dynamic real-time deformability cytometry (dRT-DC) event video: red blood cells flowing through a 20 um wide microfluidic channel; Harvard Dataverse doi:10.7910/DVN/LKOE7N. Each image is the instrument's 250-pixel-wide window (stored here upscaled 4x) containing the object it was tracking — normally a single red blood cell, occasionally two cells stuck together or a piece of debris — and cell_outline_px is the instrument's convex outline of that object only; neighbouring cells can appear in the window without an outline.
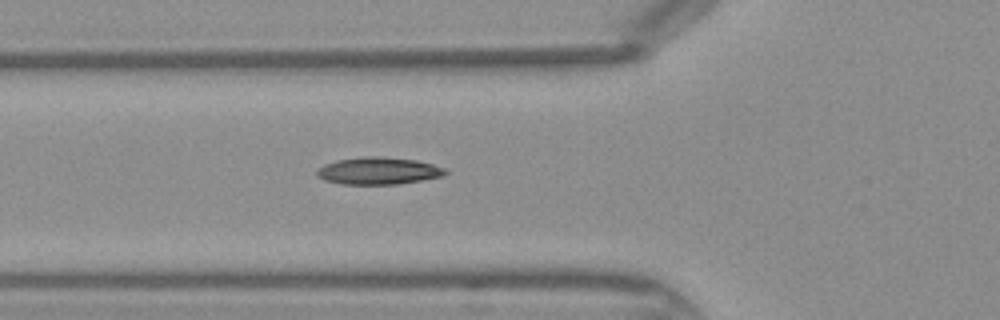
{"species": "Egyptian fruit bat (a non-hibernating species)", "species_latin": "Rousettus aegyptiacus", "temperature_condition": "warm", "stored_images_in_passage": 30, "camera_frame_rate_fps": 3000, "um_per_image_px": 0.085, "frame": {"image": 1, "passage_image": 2, "time_ms": 0.333, "image_size_px": [1000, 320], "cell_outline_px": [[448, 172], [444, 176], [396, 184], [344, 184], [324, 180], [316, 176], [316, 172], [324, 164], [336, 160], [364, 156], [380, 156], [416, 160], [432, 164], [444, 168]], "centroid_in_image_um": [32.15, 14.51], "position_along_channel_um": 93.6, "area_um2": 20.29}}
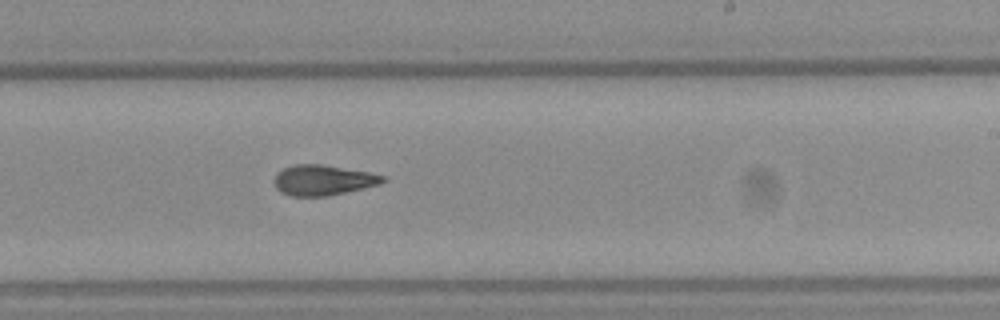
{"frame": {"image": 2, "passage_image": 13, "time_ms": 4.0, "image_size_px": [1000, 320], "cell_outline_px": [[388, 180], [380, 184], [328, 196], [292, 196], [280, 192], [276, 188], [272, 180], [276, 172], [284, 168], [296, 164], [320, 164], [368, 172], [388, 176]], "centroid_in_image_um": [27.45, 15.31], "position_along_channel_um": 261.6, "area_um2": 19.36}}
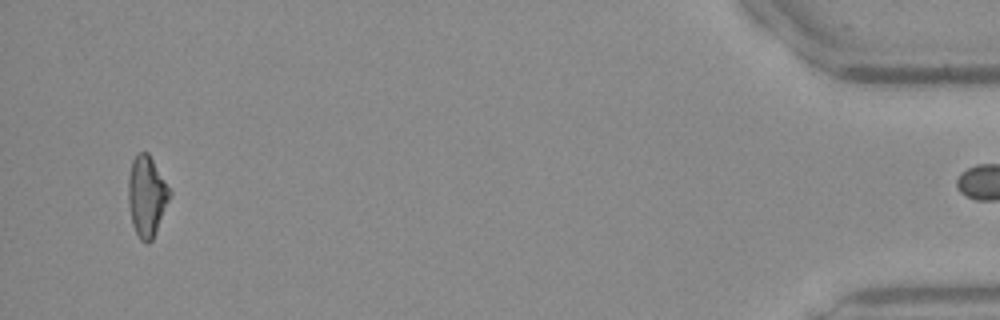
{"frame": {"image": 3, "passage_image": 29, "time_ms": 9.333, "image_size_px": [1000, 320], "cell_outline_px": [[172, 192], [156, 232], [152, 240], [148, 244], [140, 240], [132, 224], [128, 204], [128, 176], [132, 160], [140, 152], [148, 152]], "centroid_in_image_um": [12.46, 16.68], "position_along_channel_um": 422.7, "area_um2": 19.42}}